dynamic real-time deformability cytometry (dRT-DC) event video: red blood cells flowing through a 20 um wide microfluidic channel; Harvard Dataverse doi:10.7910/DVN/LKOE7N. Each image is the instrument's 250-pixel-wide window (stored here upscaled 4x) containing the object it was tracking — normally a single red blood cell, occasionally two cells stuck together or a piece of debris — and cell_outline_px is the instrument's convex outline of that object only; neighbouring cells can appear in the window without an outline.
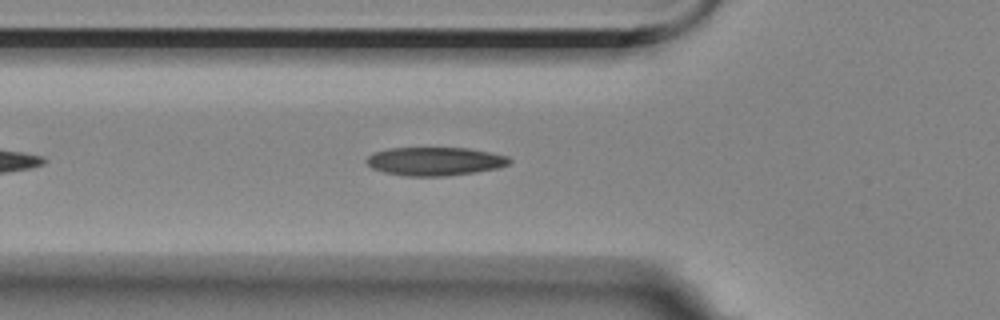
{"species": "Egyptian fruit bat (a non-hibernating species)", "species_latin": "Rousettus aegyptiacus", "temperature_condition": "room temperature", "stored_images_in_passage": 36, "camera_frame_rate_fps": 3000, "um_per_image_px": 0.085, "animal": {"sex": "female"}, "frame": {"image": 1, "passage_image": 3, "time_ms": 0.667, "image_size_px": [1000, 320], "cell_outline_px": [[512, 160], [508, 164], [500, 168], [476, 172], [448, 176], [404, 176], [384, 172], [372, 168], [364, 160], [372, 152], [388, 148], [468, 148], [508, 156]], "centroid_in_image_um": [36.95, 13.71], "position_along_channel_um": 88.8, "area_um2": 23.87}}
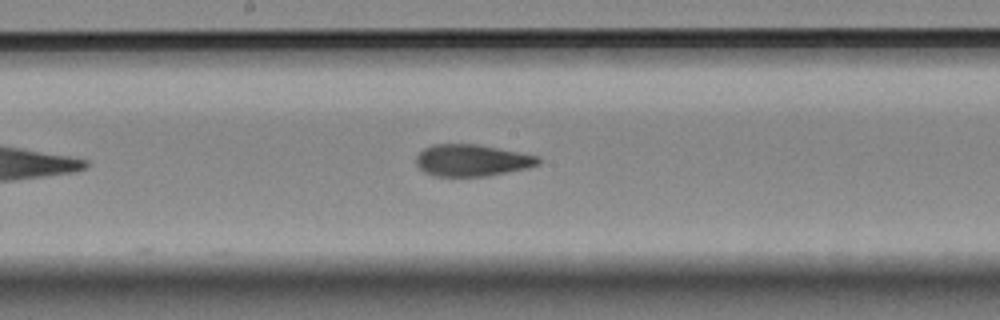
{"frame": {"image": 2, "passage_image": 13, "time_ms": 4.0, "image_size_px": [1000, 320], "cell_outline_px": [[540, 164], [528, 168], [488, 176], [432, 176], [424, 172], [416, 164], [416, 156], [424, 148], [432, 144], [476, 144], [520, 152], [540, 156]], "centroid_in_image_um": [40.12, 13.63], "position_along_channel_um": 208.1, "area_um2": 22.77}}
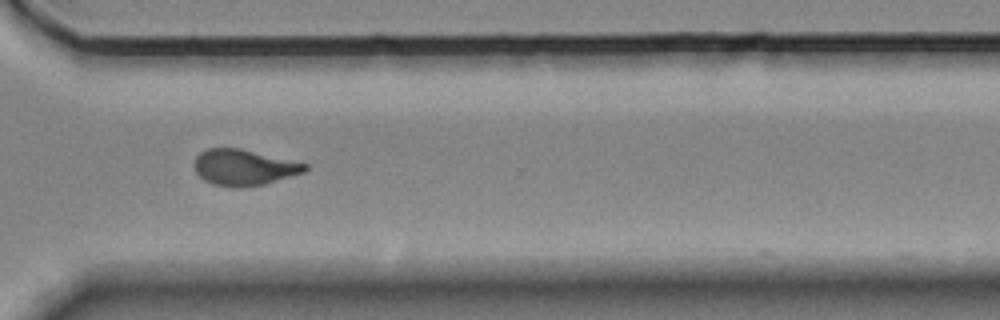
{"frame": {"image": 3, "passage_image": 25, "time_ms": 8.0, "image_size_px": [1000, 320], "cell_outline_px": [[308, 168], [304, 172], [264, 184], [240, 188], [236, 188], [212, 184], [204, 180], [196, 172], [196, 156], [200, 152], [208, 148], [240, 148], [308, 164]], "centroid_in_image_um": [20.73, 14.23], "position_along_channel_um": 349.9, "area_um2": 23.0}, "authors_computed_cell_mechanics": {"area_um2": 23.4379, "velocity_mm_per_s": 3.5529, "shape_relaxation_time_tau1_ms": 10.226, "shape_relaxation_time_tau2_ms": 1.9301, "deformation_change_tau1": 0.2687, "deformation_change_tau2": 0.0855}}